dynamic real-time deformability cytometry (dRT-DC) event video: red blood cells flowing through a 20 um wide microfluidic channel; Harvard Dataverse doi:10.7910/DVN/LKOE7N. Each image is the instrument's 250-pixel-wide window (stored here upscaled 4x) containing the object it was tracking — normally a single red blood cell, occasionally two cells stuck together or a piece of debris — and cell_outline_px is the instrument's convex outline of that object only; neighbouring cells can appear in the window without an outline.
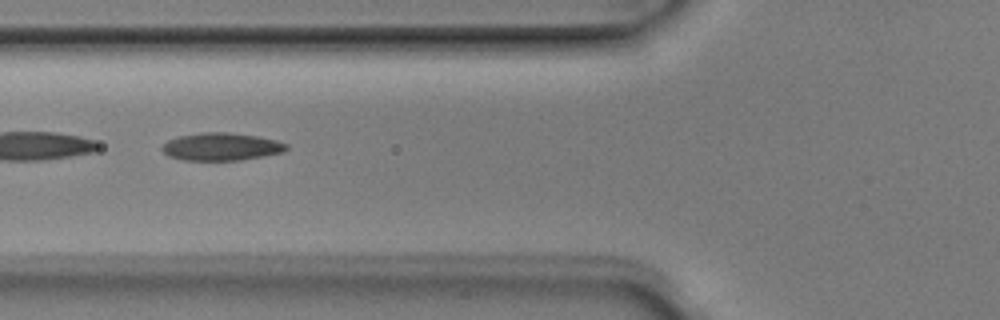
{"species": "Egyptian fruit bat (a non-hibernating species)", "species_latin": "Rousettus aegyptiacus", "temperature_condition": "room temperature", "stored_images_in_passage": 7, "camera_frame_rate_fps": 3000, "um_per_image_px": 0.085, "animal": {"sex": "male"}, "frame": {"image": 1, "passage_image": 4, "time_ms": 1.0, "image_size_px": [1000, 320], "cell_outline_px": [[288, 148], [284, 152], [264, 156], [240, 160], [184, 160], [168, 156], [160, 148], [168, 140], [180, 136], [204, 132], [228, 132], [256, 136], [276, 140], [288, 144]], "centroid_in_image_um": [18.83, 12.47], "position_along_channel_um": 107.0, "area_um2": 20.0}}
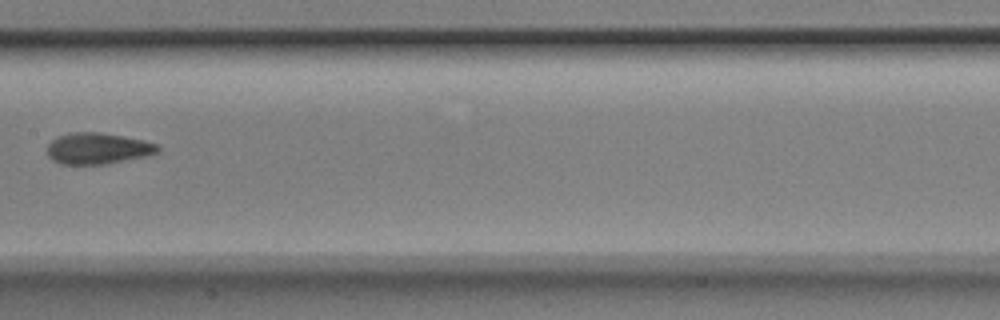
{"frame": {"image": 2, "passage_image": 6, "time_ms": 1.667, "image_size_px": [1000, 320], "cell_outline_px": [[160, 152], [148, 156], [108, 164], [60, 164], [52, 160], [48, 156], [48, 144], [52, 140], [68, 132], [100, 132], [140, 140], [156, 144], [160, 148]], "centroid_in_image_um": [8.31, 12.63], "position_along_channel_um": 199.1, "area_um2": 20.11}}
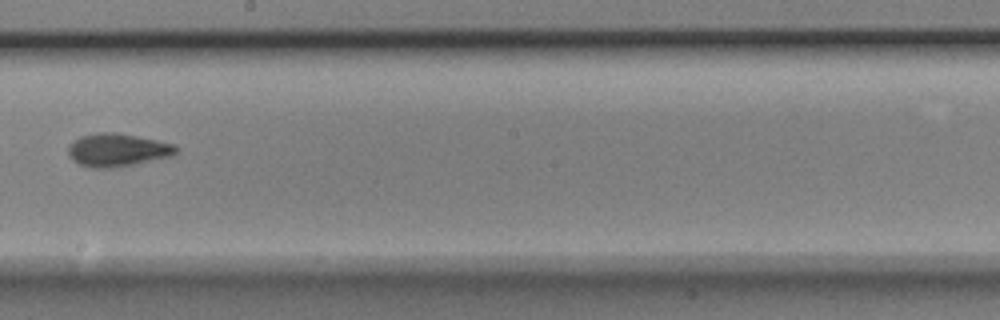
{"frame": {"image": 3, "passage_image": 7, "time_ms": 2.0, "image_size_px": [1000, 320], "cell_outline_px": [[180, 148], [176, 156], [136, 164], [108, 168], [92, 168], [80, 164], [72, 160], [68, 152], [68, 148], [80, 136], [96, 132], [116, 132], [176, 144]], "centroid_in_image_um": [10.07, 12.75], "position_along_channel_um": 238.1, "area_um2": 20.98}}